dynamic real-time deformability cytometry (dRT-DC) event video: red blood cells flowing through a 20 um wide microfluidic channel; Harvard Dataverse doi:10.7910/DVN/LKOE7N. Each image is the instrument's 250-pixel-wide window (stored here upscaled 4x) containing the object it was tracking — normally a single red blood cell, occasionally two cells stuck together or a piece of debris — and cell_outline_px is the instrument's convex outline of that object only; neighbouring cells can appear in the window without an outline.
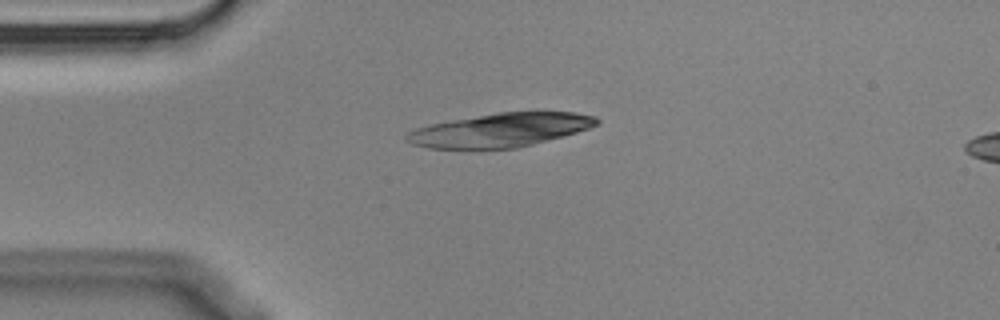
{"species": "Egyptian fruit bat (a non-hibernating species)", "species_latin": "Rousettus aegyptiacus", "temperature_condition": "cold", "stored_images_in_passage": 4, "camera_frame_rate_fps": 3000, "um_per_image_px": 0.085, "animal": {"sex": "male"}, "frame": {"image": 1, "passage_image": 2, "time_ms": 0.333, "image_size_px": [1000, 320], "cell_outline_px": [[600, 124], [576, 132], [532, 144], [516, 148], [428, 148], [412, 144], [404, 140], [404, 136], [408, 132], [416, 128], [432, 124], [452, 120], [496, 112], [576, 112], [596, 116], [600, 120]], "centroid_in_image_um": [42.53, 11.04], "position_along_channel_um": 42.5, "area_um2": 37.05}}